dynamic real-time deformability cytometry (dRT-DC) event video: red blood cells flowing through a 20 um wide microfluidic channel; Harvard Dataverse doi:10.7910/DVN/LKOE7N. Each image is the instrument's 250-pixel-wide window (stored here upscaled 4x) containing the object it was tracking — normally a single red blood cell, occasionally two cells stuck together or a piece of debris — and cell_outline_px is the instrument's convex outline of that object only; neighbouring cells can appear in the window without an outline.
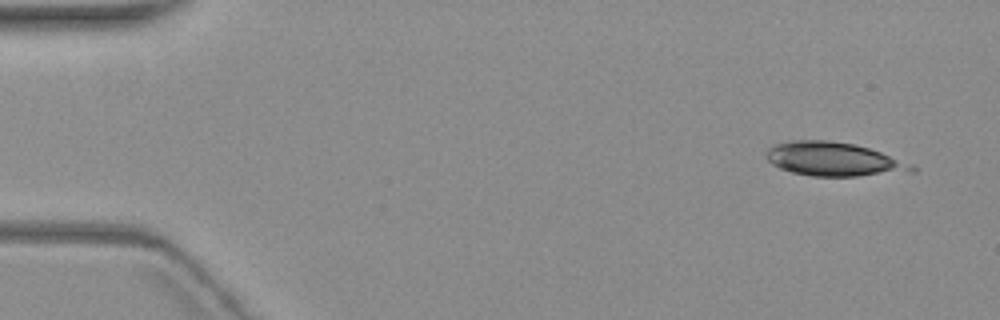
{"species": "common noctule bat (a hibernating species)", "species_latin": "Nyctalus noctula", "temperature_condition": "warm", "stored_images_in_passage": 5, "camera_frame_rate_fps": 3000, "um_per_image_px": 0.085, "animal": {"sex": "female", "body_mass_g": 19.3, "forearm_length_mm": 54.1}, "frame": {"image": 1, "passage_image": 1, "time_ms": 0.0, "image_size_px": [1000, 320], "cell_outline_px": [[920, 168], [916, 172], [856, 176], [812, 176], [792, 172], [780, 168], [772, 164], [764, 156], [768, 148], [776, 144], [792, 140], [828, 140], [852, 144], [868, 148], [880, 152], [912, 164]], "centroid_in_image_um": [70.89, 13.54], "position_along_channel_um": 14.1, "area_um2": 28.73}}